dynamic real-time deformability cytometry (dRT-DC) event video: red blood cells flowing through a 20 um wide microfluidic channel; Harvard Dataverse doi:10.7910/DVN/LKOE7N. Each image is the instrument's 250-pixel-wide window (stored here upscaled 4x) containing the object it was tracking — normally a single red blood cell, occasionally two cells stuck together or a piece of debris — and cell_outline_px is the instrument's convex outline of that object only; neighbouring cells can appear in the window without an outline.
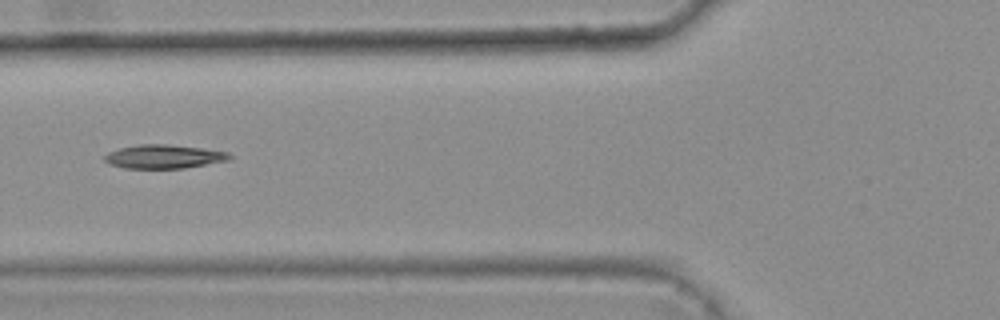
{"species": "common noctule bat (a hibernating species)", "species_latin": "Nyctalus noctula", "temperature_condition": "warm", "stored_images_in_passage": 43, "camera_frame_rate_fps": 3000, "um_per_image_px": 0.085, "animal": {"sex": "female", "body_mass_g": 25.1}, "frame": {"image": 1, "passage_image": 19, "time_ms": 6.0, "image_size_px": [1000, 320], "cell_outline_px": [[232, 156], [228, 160], [184, 168], [124, 168], [108, 164], [104, 160], [104, 156], [108, 152], [120, 148], [140, 144], [164, 144], [200, 148], [228, 152]], "centroid_in_image_um": [13.88, 13.31], "position_along_channel_um": 111.9, "area_um2": 17.11}}